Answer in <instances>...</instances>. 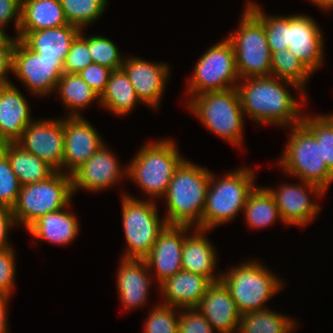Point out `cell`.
Instances as JSON below:
<instances>
[{"label":"cell","instance_id":"obj_3","mask_svg":"<svg viewBox=\"0 0 333 333\" xmlns=\"http://www.w3.org/2000/svg\"><path fill=\"white\" fill-rule=\"evenodd\" d=\"M253 174L250 169H239L215 183L211 173L201 220L202 230L206 231L228 222L239 210L244 209L249 193L255 188Z\"/></svg>","mask_w":333,"mask_h":333},{"label":"cell","instance_id":"obj_47","mask_svg":"<svg viewBox=\"0 0 333 333\" xmlns=\"http://www.w3.org/2000/svg\"><path fill=\"white\" fill-rule=\"evenodd\" d=\"M9 296L0 295V333L6 332V302Z\"/></svg>","mask_w":333,"mask_h":333},{"label":"cell","instance_id":"obj_16","mask_svg":"<svg viewBox=\"0 0 333 333\" xmlns=\"http://www.w3.org/2000/svg\"><path fill=\"white\" fill-rule=\"evenodd\" d=\"M319 30L308 16H289L288 50L311 72L323 63V39Z\"/></svg>","mask_w":333,"mask_h":333},{"label":"cell","instance_id":"obj_33","mask_svg":"<svg viewBox=\"0 0 333 333\" xmlns=\"http://www.w3.org/2000/svg\"><path fill=\"white\" fill-rule=\"evenodd\" d=\"M61 97L67 107L74 109L72 116H80L78 110L100 96L78 75L63 73L57 83Z\"/></svg>","mask_w":333,"mask_h":333},{"label":"cell","instance_id":"obj_32","mask_svg":"<svg viewBox=\"0 0 333 333\" xmlns=\"http://www.w3.org/2000/svg\"><path fill=\"white\" fill-rule=\"evenodd\" d=\"M312 73L288 49L271 53V75L283 82L302 89L309 74Z\"/></svg>","mask_w":333,"mask_h":333},{"label":"cell","instance_id":"obj_7","mask_svg":"<svg viewBox=\"0 0 333 333\" xmlns=\"http://www.w3.org/2000/svg\"><path fill=\"white\" fill-rule=\"evenodd\" d=\"M192 97L189 107L204 125L216 135L239 145L244 113L237 88Z\"/></svg>","mask_w":333,"mask_h":333},{"label":"cell","instance_id":"obj_8","mask_svg":"<svg viewBox=\"0 0 333 333\" xmlns=\"http://www.w3.org/2000/svg\"><path fill=\"white\" fill-rule=\"evenodd\" d=\"M234 48L240 78L271 75V53L262 22L246 8L240 30L228 38Z\"/></svg>","mask_w":333,"mask_h":333},{"label":"cell","instance_id":"obj_39","mask_svg":"<svg viewBox=\"0 0 333 333\" xmlns=\"http://www.w3.org/2000/svg\"><path fill=\"white\" fill-rule=\"evenodd\" d=\"M88 49V38H83L82 33L72 41L69 52L64 61V73L78 74L81 70L92 64Z\"/></svg>","mask_w":333,"mask_h":333},{"label":"cell","instance_id":"obj_19","mask_svg":"<svg viewBox=\"0 0 333 333\" xmlns=\"http://www.w3.org/2000/svg\"><path fill=\"white\" fill-rule=\"evenodd\" d=\"M80 31L78 27L68 24L38 31H18L17 38L40 58L65 61L71 43Z\"/></svg>","mask_w":333,"mask_h":333},{"label":"cell","instance_id":"obj_12","mask_svg":"<svg viewBox=\"0 0 333 333\" xmlns=\"http://www.w3.org/2000/svg\"><path fill=\"white\" fill-rule=\"evenodd\" d=\"M11 71L33 93L43 95L57 87V83L64 73V60L40 58L37 53L30 50L20 39L16 38Z\"/></svg>","mask_w":333,"mask_h":333},{"label":"cell","instance_id":"obj_28","mask_svg":"<svg viewBox=\"0 0 333 333\" xmlns=\"http://www.w3.org/2000/svg\"><path fill=\"white\" fill-rule=\"evenodd\" d=\"M78 229L76 217L61 209L41 216L28 228L33 236L57 244L72 241Z\"/></svg>","mask_w":333,"mask_h":333},{"label":"cell","instance_id":"obj_5","mask_svg":"<svg viewBox=\"0 0 333 333\" xmlns=\"http://www.w3.org/2000/svg\"><path fill=\"white\" fill-rule=\"evenodd\" d=\"M183 160L174 142L162 140L143 146L125 171L147 194L160 197Z\"/></svg>","mask_w":333,"mask_h":333},{"label":"cell","instance_id":"obj_36","mask_svg":"<svg viewBox=\"0 0 333 333\" xmlns=\"http://www.w3.org/2000/svg\"><path fill=\"white\" fill-rule=\"evenodd\" d=\"M301 124L316 138L321 145V158L328 169L333 168V115L303 117Z\"/></svg>","mask_w":333,"mask_h":333},{"label":"cell","instance_id":"obj_37","mask_svg":"<svg viewBox=\"0 0 333 333\" xmlns=\"http://www.w3.org/2000/svg\"><path fill=\"white\" fill-rule=\"evenodd\" d=\"M88 49L93 63L100 64L116 70L122 68L123 60L116 45L103 36H90L88 38Z\"/></svg>","mask_w":333,"mask_h":333},{"label":"cell","instance_id":"obj_10","mask_svg":"<svg viewBox=\"0 0 333 333\" xmlns=\"http://www.w3.org/2000/svg\"><path fill=\"white\" fill-rule=\"evenodd\" d=\"M122 219L128 250L124 258L143 259L156 243L159 234L168 225L158 219L157 209L152 202L136 200L124 195Z\"/></svg>","mask_w":333,"mask_h":333},{"label":"cell","instance_id":"obj_35","mask_svg":"<svg viewBox=\"0 0 333 333\" xmlns=\"http://www.w3.org/2000/svg\"><path fill=\"white\" fill-rule=\"evenodd\" d=\"M107 0H60L67 22L79 29L95 21L105 10Z\"/></svg>","mask_w":333,"mask_h":333},{"label":"cell","instance_id":"obj_25","mask_svg":"<svg viewBox=\"0 0 333 333\" xmlns=\"http://www.w3.org/2000/svg\"><path fill=\"white\" fill-rule=\"evenodd\" d=\"M68 24L60 0H21L18 31H38Z\"/></svg>","mask_w":333,"mask_h":333},{"label":"cell","instance_id":"obj_49","mask_svg":"<svg viewBox=\"0 0 333 333\" xmlns=\"http://www.w3.org/2000/svg\"><path fill=\"white\" fill-rule=\"evenodd\" d=\"M314 3H316L320 7H325V9H330L333 7V0H312Z\"/></svg>","mask_w":333,"mask_h":333},{"label":"cell","instance_id":"obj_24","mask_svg":"<svg viewBox=\"0 0 333 333\" xmlns=\"http://www.w3.org/2000/svg\"><path fill=\"white\" fill-rule=\"evenodd\" d=\"M274 197L278 211L287 224H299L305 226L320 210L319 206L311 203L310 197L302 185H285L279 190L268 189Z\"/></svg>","mask_w":333,"mask_h":333},{"label":"cell","instance_id":"obj_22","mask_svg":"<svg viewBox=\"0 0 333 333\" xmlns=\"http://www.w3.org/2000/svg\"><path fill=\"white\" fill-rule=\"evenodd\" d=\"M159 284L167 298L166 305L187 309L198 307L212 282L202 275L182 269Z\"/></svg>","mask_w":333,"mask_h":333},{"label":"cell","instance_id":"obj_4","mask_svg":"<svg viewBox=\"0 0 333 333\" xmlns=\"http://www.w3.org/2000/svg\"><path fill=\"white\" fill-rule=\"evenodd\" d=\"M292 129L280 165L301 178L310 191L321 195L328 187L330 176V170L321 158V145L301 123Z\"/></svg>","mask_w":333,"mask_h":333},{"label":"cell","instance_id":"obj_41","mask_svg":"<svg viewBox=\"0 0 333 333\" xmlns=\"http://www.w3.org/2000/svg\"><path fill=\"white\" fill-rule=\"evenodd\" d=\"M187 310L190 313L183 312L178 318V333H213V327L201 312H196V308Z\"/></svg>","mask_w":333,"mask_h":333},{"label":"cell","instance_id":"obj_50","mask_svg":"<svg viewBox=\"0 0 333 333\" xmlns=\"http://www.w3.org/2000/svg\"><path fill=\"white\" fill-rule=\"evenodd\" d=\"M5 141L0 137V154L3 152Z\"/></svg>","mask_w":333,"mask_h":333},{"label":"cell","instance_id":"obj_21","mask_svg":"<svg viewBox=\"0 0 333 333\" xmlns=\"http://www.w3.org/2000/svg\"><path fill=\"white\" fill-rule=\"evenodd\" d=\"M23 95L10 82L0 84V137L6 142H16L32 122Z\"/></svg>","mask_w":333,"mask_h":333},{"label":"cell","instance_id":"obj_15","mask_svg":"<svg viewBox=\"0 0 333 333\" xmlns=\"http://www.w3.org/2000/svg\"><path fill=\"white\" fill-rule=\"evenodd\" d=\"M189 226L167 225L151 251L143 258L148 268H156L160 283L182 270V249Z\"/></svg>","mask_w":333,"mask_h":333},{"label":"cell","instance_id":"obj_23","mask_svg":"<svg viewBox=\"0 0 333 333\" xmlns=\"http://www.w3.org/2000/svg\"><path fill=\"white\" fill-rule=\"evenodd\" d=\"M117 276L121 301L126 308L136 307L145 302L150 278L144 259L123 258Z\"/></svg>","mask_w":333,"mask_h":333},{"label":"cell","instance_id":"obj_27","mask_svg":"<svg viewBox=\"0 0 333 333\" xmlns=\"http://www.w3.org/2000/svg\"><path fill=\"white\" fill-rule=\"evenodd\" d=\"M197 231V235L185 237L181 255L182 269L202 275L212 283L221 281V276L217 278L212 274L216 263L215 250L206 237L202 235L204 230L197 229Z\"/></svg>","mask_w":333,"mask_h":333},{"label":"cell","instance_id":"obj_14","mask_svg":"<svg viewBox=\"0 0 333 333\" xmlns=\"http://www.w3.org/2000/svg\"><path fill=\"white\" fill-rule=\"evenodd\" d=\"M64 154L62 167L70 168L72 175L102 145L98 132L80 116L63 120Z\"/></svg>","mask_w":333,"mask_h":333},{"label":"cell","instance_id":"obj_2","mask_svg":"<svg viewBox=\"0 0 333 333\" xmlns=\"http://www.w3.org/2000/svg\"><path fill=\"white\" fill-rule=\"evenodd\" d=\"M236 88L243 112L252 119L293 126L302 122L298 102L272 76L247 78L244 86Z\"/></svg>","mask_w":333,"mask_h":333},{"label":"cell","instance_id":"obj_29","mask_svg":"<svg viewBox=\"0 0 333 333\" xmlns=\"http://www.w3.org/2000/svg\"><path fill=\"white\" fill-rule=\"evenodd\" d=\"M99 100L100 104L117 114L128 113L140 101L123 68L112 70Z\"/></svg>","mask_w":333,"mask_h":333},{"label":"cell","instance_id":"obj_44","mask_svg":"<svg viewBox=\"0 0 333 333\" xmlns=\"http://www.w3.org/2000/svg\"><path fill=\"white\" fill-rule=\"evenodd\" d=\"M15 16V26L21 23V0H0V27L2 28Z\"/></svg>","mask_w":333,"mask_h":333},{"label":"cell","instance_id":"obj_51","mask_svg":"<svg viewBox=\"0 0 333 333\" xmlns=\"http://www.w3.org/2000/svg\"><path fill=\"white\" fill-rule=\"evenodd\" d=\"M333 180V168L330 170V176H329V179H328V185L329 183H331Z\"/></svg>","mask_w":333,"mask_h":333},{"label":"cell","instance_id":"obj_46","mask_svg":"<svg viewBox=\"0 0 333 333\" xmlns=\"http://www.w3.org/2000/svg\"><path fill=\"white\" fill-rule=\"evenodd\" d=\"M12 55L13 49H0V84L9 83L5 73L12 70Z\"/></svg>","mask_w":333,"mask_h":333},{"label":"cell","instance_id":"obj_43","mask_svg":"<svg viewBox=\"0 0 333 333\" xmlns=\"http://www.w3.org/2000/svg\"><path fill=\"white\" fill-rule=\"evenodd\" d=\"M12 248L0 250V295H10L13 288L15 266Z\"/></svg>","mask_w":333,"mask_h":333},{"label":"cell","instance_id":"obj_34","mask_svg":"<svg viewBox=\"0 0 333 333\" xmlns=\"http://www.w3.org/2000/svg\"><path fill=\"white\" fill-rule=\"evenodd\" d=\"M247 8L262 22L270 53L288 49L289 17H269L257 4L248 3Z\"/></svg>","mask_w":333,"mask_h":333},{"label":"cell","instance_id":"obj_30","mask_svg":"<svg viewBox=\"0 0 333 333\" xmlns=\"http://www.w3.org/2000/svg\"><path fill=\"white\" fill-rule=\"evenodd\" d=\"M286 319L270 310L264 309L255 312H247L240 316L238 333H290L294 325Z\"/></svg>","mask_w":333,"mask_h":333},{"label":"cell","instance_id":"obj_38","mask_svg":"<svg viewBox=\"0 0 333 333\" xmlns=\"http://www.w3.org/2000/svg\"><path fill=\"white\" fill-rule=\"evenodd\" d=\"M21 184L13 172L7 156L0 154V206L12 209L18 199Z\"/></svg>","mask_w":333,"mask_h":333},{"label":"cell","instance_id":"obj_11","mask_svg":"<svg viewBox=\"0 0 333 333\" xmlns=\"http://www.w3.org/2000/svg\"><path fill=\"white\" fill-rule=\"evenodd\" d=\"M238 78L234 48L227 38L211 47L199 59L190 80L189 92L196 96L228 90L237 87L229 84H233Z\"/></svg>","mask_w":333,"mask_h":333},{"label":"cell","instance_id":"obj_40","mask_svg":"<svg viewBox=\"0 0 333 333\" xmlns=\"http://www.w3.org/2000/svg\"><path fill=\"white\" fill-rule=\"evenodd\" d=\"M149 315L144 333H178L179 317L174 314L172 306L159 305Z\"/></svg>","mask_w":333,"mask_h":333},{"label":"cell","instance_id":"obj_13","mask_svg":"<svg viewBox=\"0 0 333 333\" xmlns=\"http://www.w3.org/2000/svg\"><path fill=\"white\" fill-rule=\"evenodd\" d=\"M26 151L48 163L55 170L62 168L64 154L63 120L31 122L16 141Z\"/></svg>","mask_w":333,"mask_h":333},{"label":"cell","instance_id":"obj_48","mask_svg":"<svg viewBox=\"0 0 333 333\" xmlns=\"http://www.w3.org/2000/svg\"><path fill=\"white\" fill-rule=\"evenodd\" d=\"M15 43L16 39L9 38L0 27V49H14Z\"/></svg>","mask_w":333,"mask_h":333},{"label":"cell","instance_id":"obj_1","mask_svg":"<svg viewBox=\"0 0 333 333\" xmlns=\"http://www.w3.org/2000/svg\"><path fill=\"white\" fill-rule=\"evenodd\" d=\"M210 178L205 168L185 160L180 163L165 193L168 225L190 226L196 219V228L201 229Z\"/></svg>","mask_w":333,"mask_h":333},{"label":"cell","instance_id":"obj_17","mask_svg":"<svg viewBox=\"0 0 333 333\" xmlns=\"http://www.w3.org/2000/svg\"><path fill=\"white\" fill-rule=\"evenodd\" d=\"M122 68L140 101L156 108L169 76V67L134 57L125 60Z\"/></svg>","mask_w":333,"mask_h":333},{"label":"cell","instance_id":"obj_45","mask_svg":"<svg viewBox=\"0 0 333 333\" xmlns=\"http://www.w3.org/2000/svg\"><path fill=\"white\" fill-rule=\"evenodd\" d=\"M14 216L12 209L4 206H0V250L10 248V245L7 243V231L11 227V224H14Z\"/></svg>","mask_w":333,"mask_h":333},{"label":"cell","instance_id":"obj_20","mask_svg":"<svg viewBox=\"0 0 333 333\" xmlns=\"http://www.w3.org/2000/svg\"><path fill=\"white\" fill-rule=\"evenodd\" d=\"M122 171L113 154L102 145L72 175V191L79 187L100 191L119 179Z\"/></svg>","mask_w":333,"mask_h":333},{"label":"cell","instance_id":"obj_42","mask_svg":"<svg viewBox=\"0 0 333 333\" xmlns=\"http://www.w3.org/2000/svg\"><path fill=\"white\" fill-rule=\"evenodd\" d=\"M112 70L106 66L92 63L78 75L99 95L105 91Z\"/></svg>","mask_w":333,"mask_h":333},{"label":"cell","instance_id":"obj_31","mask_svg":"<svg viewBox=\"0 0 333 333\" xmlns=\"http://www.w3.org/2000/svg\"><path fill=\"white\" fill-rule=\"evenodd\" d=\"M244 212L248 224L260 228L272 224L277 216L280 217L274 197L266 188H254L247 197Z\"/></svg>","mask_w":333,"mask_h":333},{"label":"cell","instance_id":"obj_18","mask_svg":"<svg viewBox=\"0 0 333 333\" xmlns=\"http://www.w3.org/2000/svg\"><path fill=\"white\" fill-rule=\"evenodd\" d=\"M196 309L204 315L211 326L220 333H232L239 326L241 314L229 289L222 281L213 282Z\"/></svg>","mask_w":333,"mask_h":333},{"label":"cell","instance_id":"obj_26","mask_svg":"<svg viewBox=\"0 0 333 333\" xmlns=\"http://www.w3.org/2000/svg\"><path fill=\"white\" fill-rule=\"evenodd\" d=\"M3 153L7 156L21 186L44 181L57 171L16 142L5 143Z\"/></svg>","mask_w":333,"mask_h":333},{"label":"cell","instance_id":"obj_6","mask_svg":"<svg viewBox=\"0 0 333 333\" xmlns=\"http://www.w3.org/2000/svg\"><path fill=\"white\" fill-rule=\"evenodd\" d=\"M72 194L71 175L58 171L44 181L23 185L12 208L14 220L28 229L41 216L67 206Z\"/></svg>","mask_w":333,"mask_h":333},{"label":"cell","instance_id":"obj_9","mask_svg":"<svg viewBox=\"0 0 333 333\" xmlns=\"http://www.w3.org/2000/svg\"><path fill=\"white\" fill-rule=\"evenodd\" d=\"M221 276L229 289L239 313L264 310L263 303L277 293L281 283L266 268L256 262L241 264Z\"/></svg>","mask_w":333,"mask_h":333}]
</instances>
